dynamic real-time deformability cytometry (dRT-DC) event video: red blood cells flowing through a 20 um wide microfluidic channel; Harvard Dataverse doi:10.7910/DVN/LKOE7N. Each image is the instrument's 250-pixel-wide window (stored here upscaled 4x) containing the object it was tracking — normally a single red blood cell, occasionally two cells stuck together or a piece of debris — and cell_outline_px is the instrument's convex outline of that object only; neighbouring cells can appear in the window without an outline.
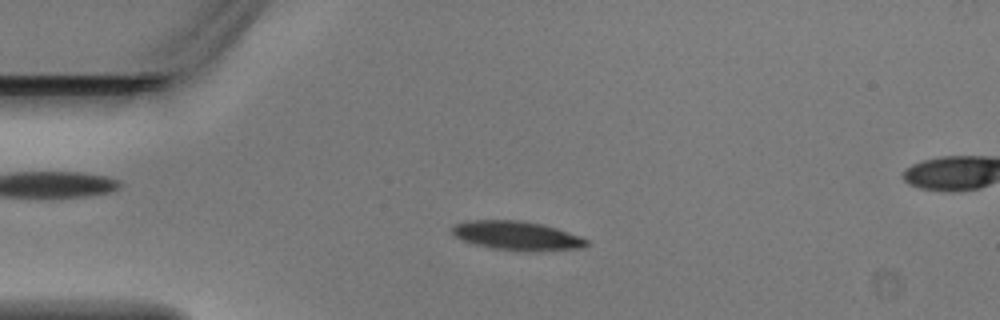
{"species": "Egyptian fruit bat (a non-hibernating species)", "species_latin": "Rousettus aegyptiacus", "temperature_condition": "warm", "stored_images_in_passage": 4, "camera_frame_rate_fps": 3000, "um_per_image_px": 0.085, "animal": {"sex": "male"}, "frame": {"image": 1, "passage_image": 2, "time_ms": 0.333, "image_size_px": [1000, 320], "cell_outline_px": [[592, 244], [584, 248], [532, 252], [528, 252], [492, 248], [476, 244], [464, 240], [456, 236], [452, 232], [452, 228], [456, 224], [468, 220], [520, 220], [544, 224], [580, 236], [588, 240]], "centroid_in_image_um": [44.03, 20.04], "position_along_channel_um": 41.0, "area_um2": 22.89}}